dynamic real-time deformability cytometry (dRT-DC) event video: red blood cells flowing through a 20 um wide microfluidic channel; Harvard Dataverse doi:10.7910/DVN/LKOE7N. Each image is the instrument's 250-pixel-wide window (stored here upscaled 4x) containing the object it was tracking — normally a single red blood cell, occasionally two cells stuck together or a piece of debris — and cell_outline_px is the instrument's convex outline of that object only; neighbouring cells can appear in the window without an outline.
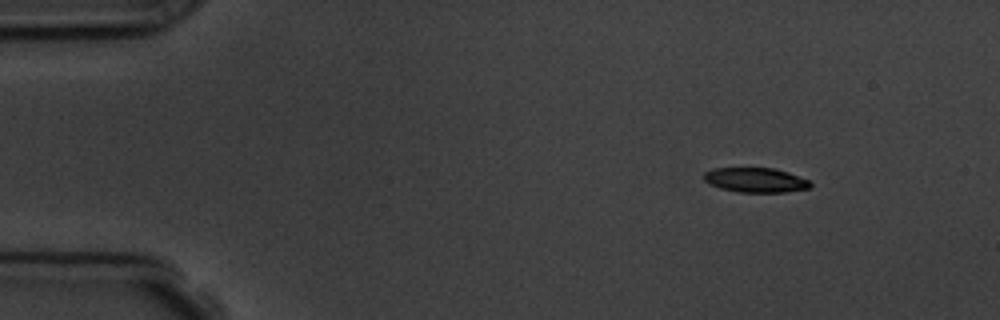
{"species": "common noctule bat (a hibernating species)", "species_latin": "Nyctalus noctula", "temperature_condition": "room temperature", "stored_images_in_passage": 4, "segment_of_instrument_passage": [1, 2], "camera_frame_rate_fps": 3000, "um_per_image_px": 0.085, "animal": {"sex": "male", "body_mass_g": 19.5, "forearm_length_mm": 54.6}, "frame": {"image": 1, "passage_image": 1, "time_ms": 0.0, "image_size_px": [1000, 320], "cell_outline_px": [[812, 184], [808, 188], [784, 192], [740, 192], [720, 188], [704, 180], [704, 172], [712, 168], [776, 168], [788, 172], [808, 180]], "centroid_in_image_um": [64.21, 15.29], "position_along_channel_um": 20.8, "area_um2": 15.14}}
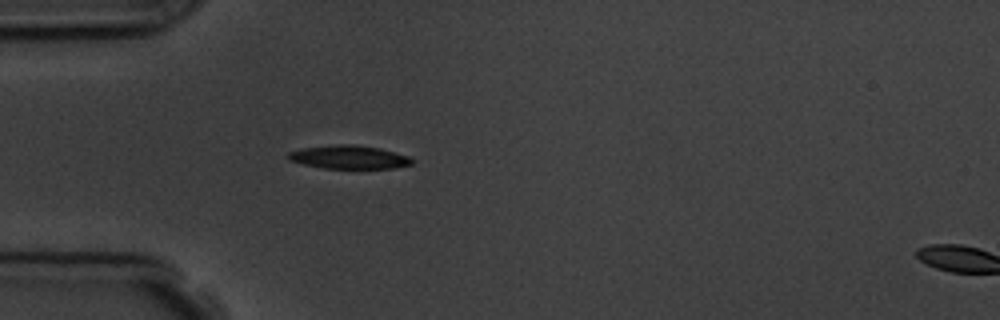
{"frame": {"image": 2, "passage_image": 3, "time_ms": 3.0, "image_size_px": [1000, 320], "cell_outline_px": [[412, 164], [392, 168], [324, 168], [304, 164], [288, 160], [284, 156], [288, 152], [300, 148], [336, 144], [352, 144], [380, 148], [408, 156], [412, 160]], "centroid_in_image_um": [29.59, 13.34], "position_along_channel_um": 55.4, "area_um2": 16.88}}